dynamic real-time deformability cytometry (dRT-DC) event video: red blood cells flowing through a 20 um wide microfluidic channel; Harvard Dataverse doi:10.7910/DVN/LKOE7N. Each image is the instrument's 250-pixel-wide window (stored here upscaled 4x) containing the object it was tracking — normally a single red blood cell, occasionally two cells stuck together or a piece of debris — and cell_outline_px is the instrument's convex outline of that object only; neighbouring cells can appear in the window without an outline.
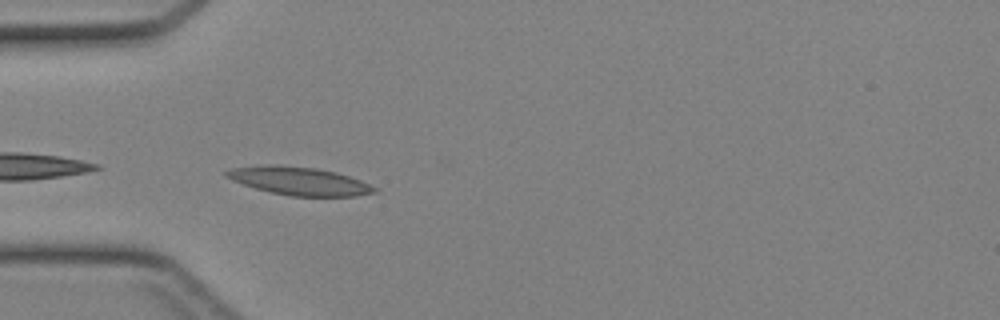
{"species": "Egyptian fruit bat (a non-hibernating species)", "species_latin": "Rousettus aegyptiacus", "temperature_condition": "cold", "stored_images_in_passage": 15, "camera_frame_rate_fps": 3000, "um_per_image_px": 0.085, "animal": {"sex": "female"}, "frame": {"image": 1, "passage_image": 1, "time_ms": 0.0, "image_size_px": [1000, 320], "cell_outline_px": [[380, 188], [376, 192], [356, 196], [292, 196], [272, 192], [256, 188], [232, 180], [224, 176], [224, 172], [232, 168], [260, 164], [280, 164], [316, 168], [336, 172], [360, 180]], "centroid_in_image_um": [25.43, 15.37], "position_along_channel_um": 59.6, "area_um2": 24.39}}
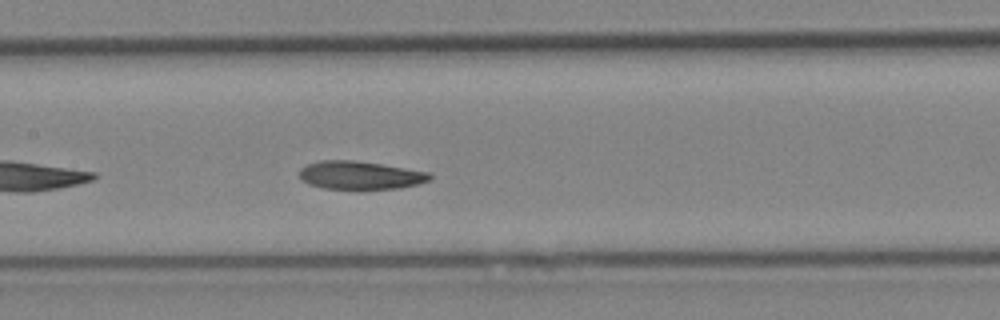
{"frame": {"image": 2, "passage_image": 9, "time_ms": 2.667, "image_size_px": [1000, 320], "cell_outline_px": [[432, 180], [400, 188], [360, 192], [356, 192], [324, 188], [308, 184], [300, 176], [300, 168], [308, 164], [320, 160], [352, 160], [380, 164], [428, 172], [432, 176]], "centroid_in_image_um": [30.61, 14.95], "position_along_channel_um": 176.8, "area_um2": 22.14}}
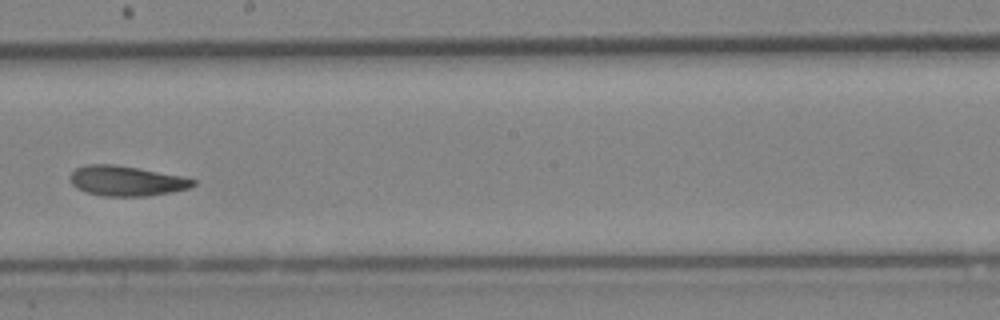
{"frame": {"image": 3, "passage_image": 13, "time_ms": 4.0, "image_size_px": [1000, 320], "cell_outline_px": [[196, 184], [188, 188], [148, 196], [100, 196], [84, 192], [76, 188], [72, 184], [68, 176], [76, 168], [88, 164], [116, 164], [180, 176], [196, 180]], "centroid_in_image_um": [10.67, 15.38], "position_along_channel_um": 237.5, "area_um2": 21.5}}